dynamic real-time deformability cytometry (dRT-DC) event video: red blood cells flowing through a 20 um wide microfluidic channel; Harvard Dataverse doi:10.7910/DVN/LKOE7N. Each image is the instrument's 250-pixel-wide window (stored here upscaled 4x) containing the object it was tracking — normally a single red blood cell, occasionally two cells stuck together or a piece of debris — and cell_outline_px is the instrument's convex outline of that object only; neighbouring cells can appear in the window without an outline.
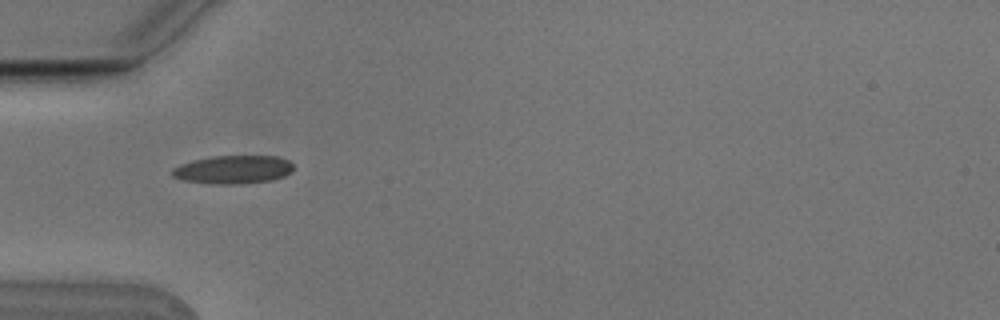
{"species": "Egyptian fruit bat (a non-hibernating species)", "species_latin": "Rousettus aegyptiacus", "temperature_condition": "cold", "stored_images_in_passage": 3, "camera_frame_rate_fps": 3000, "um_per_image_px": 0.085, "animal": {"sex": "male"}, "frame": {"image": 1, "passage_image": 1, "time_ms": 0.0, "image_size_px": [1000, 320], "cell_outline_px": [[292, 172], [284, 176], [272, 180], [240, 184], [212, 184], [184, 180], [172, 176], [172, 168], [180, 164], [192, 160], [212, 156], [280, 156], [288, 160], [292, 164]], "centroid_in_image_um": [19.82, 14.41], "position_along_channel_um": 65.2, "area_um2": 20.11}}
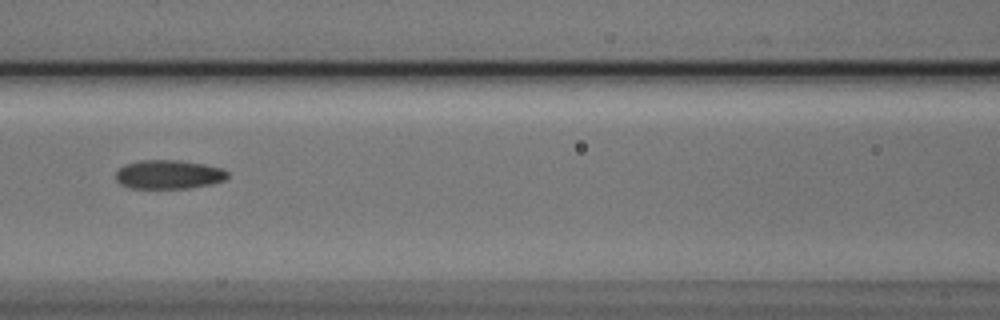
{"frame": {"image": 2, "passage_image": 3, "time_ms": 0.667, "image_size_px": [1000, 320], "cell_outline_px": [[228, 176], [224, 180], [212, 184], [188, 188], [128, 188], [120, 184], [116, 180], [116, 172], [120, 168], [128, 164], [140, 160], [176, 160], [204, 164], [220, 168], [228, 172]], "centroid_in_image_um": [14.33, 14.84], "position_along_channel_um": 152.3, "area_um2": 18.73}}